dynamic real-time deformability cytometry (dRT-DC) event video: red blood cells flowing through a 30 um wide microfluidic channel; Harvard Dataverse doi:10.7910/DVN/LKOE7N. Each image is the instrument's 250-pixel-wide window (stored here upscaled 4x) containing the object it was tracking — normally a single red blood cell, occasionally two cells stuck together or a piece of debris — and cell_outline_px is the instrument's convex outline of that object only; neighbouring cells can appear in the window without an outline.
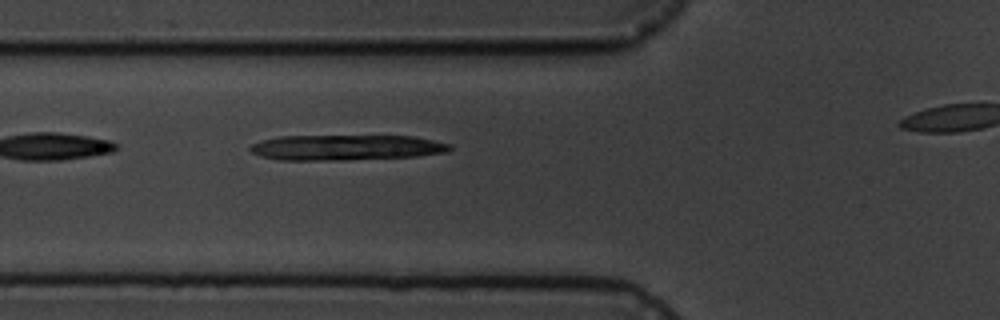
{"species": "common noctule bat (a hibernating species)", "species_latin": "Nyctalus noctula", "temperature_condition": "cold", "stored_images_in_passage": 5, "segment_of_instrument_passage": [1, 2], "camera_frame_rate_fps": 3000, "um_per_image_px": 0.085, "animal": {"sex": "male", "body_mass_g": 19.5, "forearm_length_mm": 54.6}, "frame": {"image": 1, "passage_image": 4, "time_ms": 4.333, "image_size_px": [1000, 320], "cell_outline_px": [[452, 148], [448, 152], [416, 156], [344, 160], [280, 160], [260, 156], [252, 152], [248, 148], [252, 144], [264, 140], [280, 136], [412, 136], [452, 144]], "centroid_in_image_um": [29.43, 12.54], "position_along_channel_um": 96.4, "area_um2": 29.54}}